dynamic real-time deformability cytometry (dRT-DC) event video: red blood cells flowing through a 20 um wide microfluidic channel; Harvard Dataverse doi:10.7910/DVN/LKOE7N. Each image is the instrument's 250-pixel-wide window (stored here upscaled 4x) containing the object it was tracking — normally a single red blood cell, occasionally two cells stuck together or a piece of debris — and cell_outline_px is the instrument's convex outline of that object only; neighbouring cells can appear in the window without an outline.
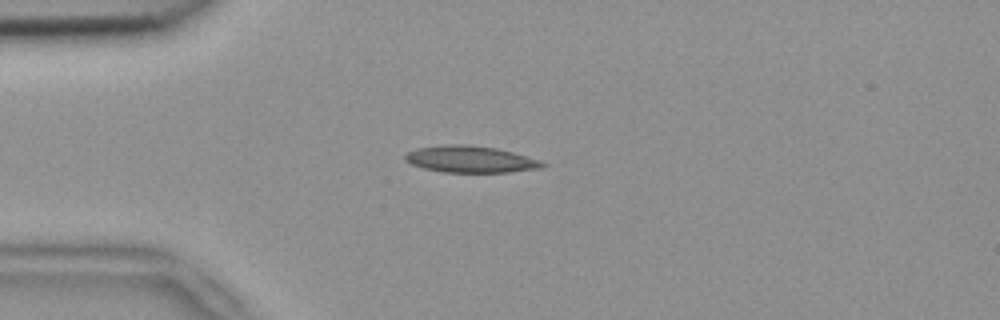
{"species": "common noctule bat (a hibernating species)", "species_latin": "Nyctalus noctula", "temperature_condition": "room temperature", "stored_images_in_passage": 8, "camera_frame_rate_fps": 3000, "um_per_image_px": 0.085, "animal": {"sex": "female", "body_mass_g": 18.4}, "frame": {"image": 1, "passage_image": 4, "time_ms": 1.0, "image_size_px": [1000, 320], "cell_outline_px": [[548, 164], [540, 168], [508, 172], [444, 172], [424, 168], [412, 164], [404, 160], [404, 156], [408, 152], [416, 148], [440, 144], [468, 144], [496, 148], [512, 152], [540, 160]], "centroid_in_image_um": [39.96, 13.52], "position_along_channel_um": 45.0, "area_um2": 21.39}}
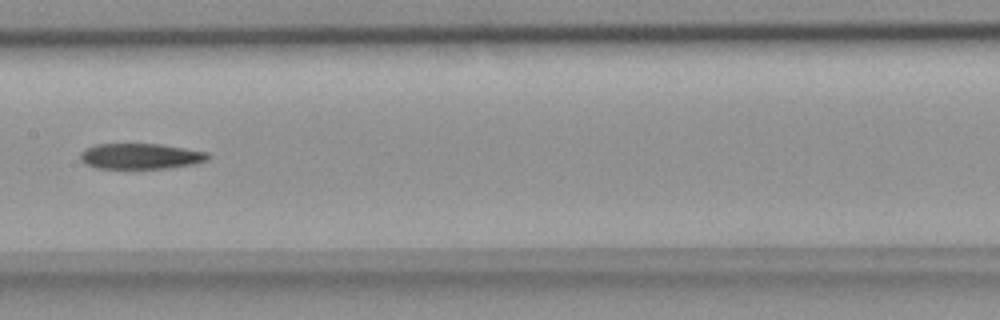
{"frame": {"image": 2, "passage_image": 8, "time_ms": 2.333, "image_size_px": [1000, 320], "cell_outline_px": [[212, 156], [208, 160], [192, 164], [164, 168], [96, 168], [84, 164], [80, 160], [80, 152], [84, 148], [96, 144], [160, 144], [208, 152]], "centroid_in_image_um": [11.92, 13.27], "position_along_channel_um": 195.5, "area_um2": 19.13}}